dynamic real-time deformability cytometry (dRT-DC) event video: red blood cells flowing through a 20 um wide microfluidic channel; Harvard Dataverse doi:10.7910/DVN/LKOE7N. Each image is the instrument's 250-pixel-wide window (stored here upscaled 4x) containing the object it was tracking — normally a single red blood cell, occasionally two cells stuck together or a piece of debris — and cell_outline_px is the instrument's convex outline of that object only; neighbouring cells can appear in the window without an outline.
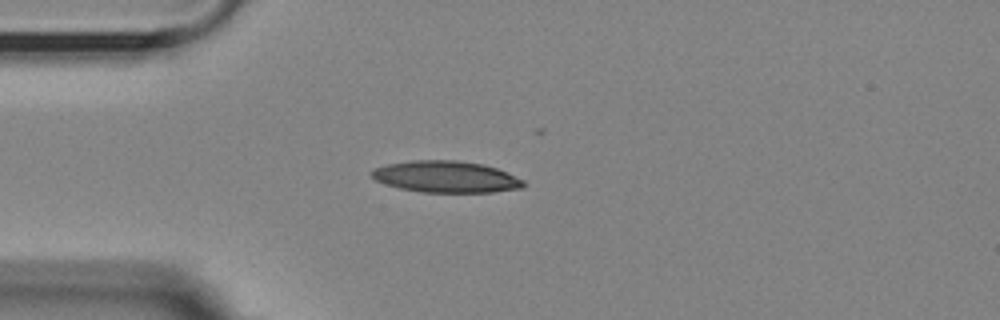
{"species": "Egyptian fruit bat (a non-hibernating species)", "species_latin": "Rousettus aegyptiacus", "temperature_condition": "room temperature", "stored_images_in_passage": 26, "camera_frame_rate_fps": 3000, "um_per_image_px": 0.085, "animal": {"sex": "female"}, "frame": {"image": 1, "passage_image": 1, "time_ms": 0.0, "image_size_px": [1000, 320], "cell_outline_px": [[524, 188], [492, 192], [420, 192], [400, 188], [376, 180], [368, 172], [372, 168], [388, 164], [412, 160], [456, 160], [484, 164], [496, 168], [524, 180]], "centroid_in_image_um": [37.9, 15.02], "position_along_channel_um": 47.1, "area_um2": 27.92}}
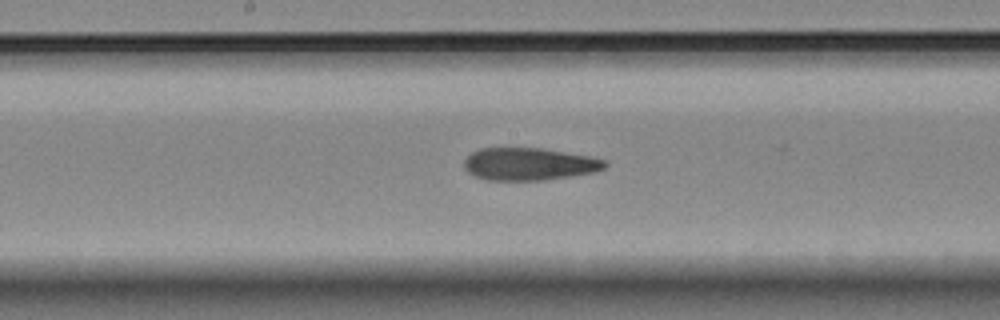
{"frame": {"image": 2, "passage_image": 15, "time_ms": 4.667, "image_size_px": [1000, 320], "cell_outline_px": [[608, 164], [604, 168], [592, 172], [544, 180], [488, 180], [476, 176], [468, 172], [464, 168], [464, 160], [472, 152], [480, 148], [540, 148], [592, 156], [608, 160]], "centroid_in_image_um": [44.99, 13.93], "position_along_channel_um": 203.2, "area_um2": 26.59}}
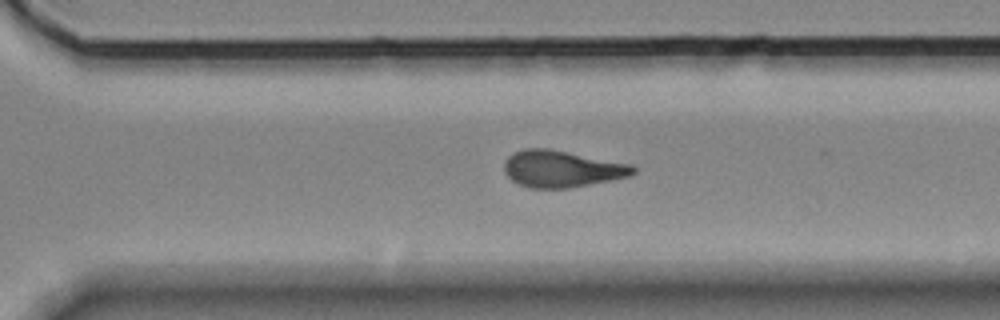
{"frame": {"image": 3, "passage_image": 25, "time_ms": 8.0, "image_size_px": [1000, 320], "cell_outline_px": [[636, 172], [632, 176], [568, 188], [528, 188], [512, 180], [504, 172], [504, 160], [512, 152], [524, 148], [548, 148], [632, 164], [636, 168]], "centroid_in_image_um": [47.74, 14.34], "position_along_channel_um": 322.9, "area_um2": 27.8}}